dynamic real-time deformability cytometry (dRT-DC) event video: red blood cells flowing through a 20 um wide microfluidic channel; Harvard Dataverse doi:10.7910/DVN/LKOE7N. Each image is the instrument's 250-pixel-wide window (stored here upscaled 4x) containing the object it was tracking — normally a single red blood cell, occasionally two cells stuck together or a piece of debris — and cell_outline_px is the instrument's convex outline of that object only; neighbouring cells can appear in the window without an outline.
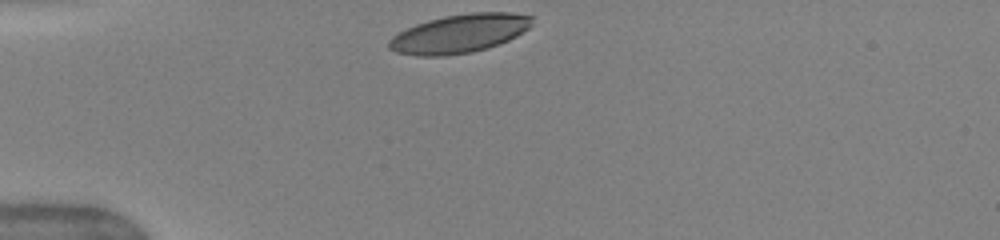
{"species": "human", "species_latin": "Homo sapiens", "temperature_condition": "warm", "stored_images_in_passage": 4, "camera_frame_rate_fps": 3000, "um_per_image_px": 0.085, "donor": {"sex": "female"}, "frame": {"image": 1, "passage_image": 1, "time_ms": 0.0, "image_size_px": [1000, 240], "cell_outline_px": [[532, 24], [528, 28], [516, 36], [500, 44], [488, 48], [472, 52], [444, 56], [416, 56], [396, 52], [388, 48], [388, 40], [392, 36], [416, 24], [428, 20], [444, 16], [472, 12], [512, 12], [532, 16]], "centroid_in_image_um": [39.05, 2.86], "position_along_channel_um": 46.0, "area_um2": 32.25}}